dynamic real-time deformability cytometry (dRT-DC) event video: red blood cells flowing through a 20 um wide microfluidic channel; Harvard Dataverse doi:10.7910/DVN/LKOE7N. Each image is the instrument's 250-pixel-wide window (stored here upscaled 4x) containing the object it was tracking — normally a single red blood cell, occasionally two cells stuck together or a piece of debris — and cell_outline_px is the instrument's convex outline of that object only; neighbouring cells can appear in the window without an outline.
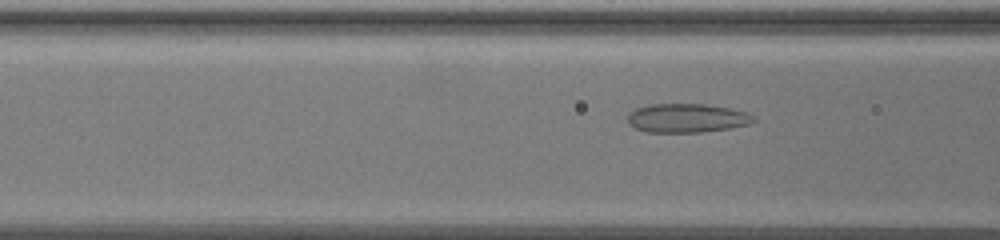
{"species": "common noctule bat (a hibernating species)", "species_latin": "Nyctalus noctula", "temperature_condition": "warm", "stored_images_in_passage": 10, "camera_frame_rate_fps": 3000, "um_per_image_px": 0.085, "animal": {"sex": "female", "body_mass_g": 19.5, "forearm_length_mm": 54.1}, "frame": {"image": 1, "passage_image": 7, "time_ms": 2.0, "image_size_px": [1000, 240], "cell_outline_px": [[756, 120], [748, 124], [728, 128], [700, 132], [648, 132], [636, 128], [628, 124], [628, 116], [636, 108], [648, 104], [704, 104], [728, 108], [748, 112]], "centroid_in_image_um": [58.37, 10.03], "position_along_channel_um": 108.2, "area_um2": 20.98}}